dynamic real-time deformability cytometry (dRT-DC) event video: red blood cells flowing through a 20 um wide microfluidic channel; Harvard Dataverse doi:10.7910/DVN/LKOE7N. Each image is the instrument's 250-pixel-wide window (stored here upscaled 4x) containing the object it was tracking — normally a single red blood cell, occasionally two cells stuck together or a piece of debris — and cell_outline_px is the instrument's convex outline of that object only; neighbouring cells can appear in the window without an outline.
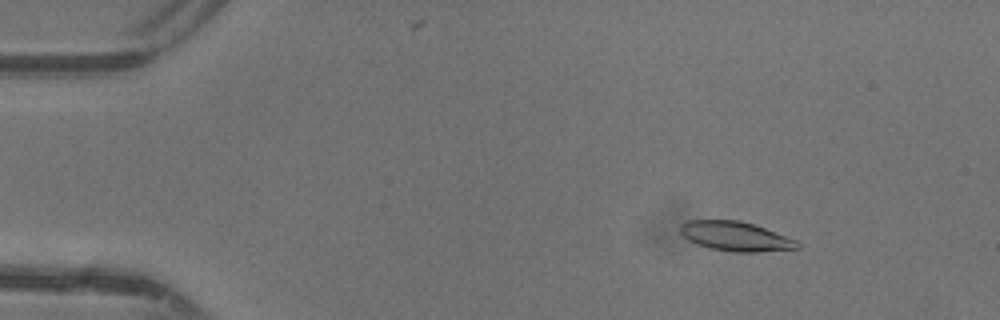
{"species": "common noctule bat (a hibernating species)", "species_latin": "Nyctalus noctula", "temperature_condition": "warm", "stored_images_in_passage": 48, "camera_frame_rate_fps": 3000, "um_per_image_px": 0.085, "animal": {"sex": "female"}, "frame": {"image": 1, "passage_image": 7, "time_ms": 2.0, "image_size_px": [1000, 320], "cell_outline_px": [[800, 248], [756, 252], [732, 252], [712, 248], [696, 244], [688, 240], [680, 232], [680, 224], [688, 220], [740, 220], [756, 224], [796, 240], [800, 244]], "centroid_in_image_um": [62.52, 20.08], "position_along_channel_um": 22.5, "area_um2": 20.17}}
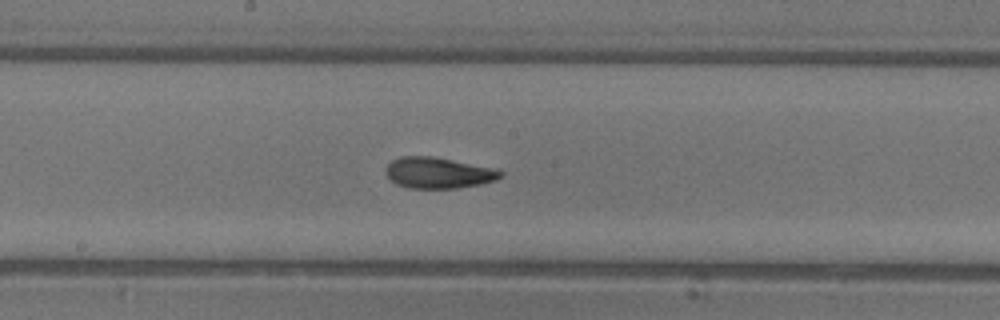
{"frame": {"image": 2, "passage_image": 26, "time_ms": 8.333, "image_size_px": [1000, 320], "cell_outline_px": [[504, 176], [496, 180], [480, 184], [456, 188], [408, 188], [396, 184], [384, 172], [388, 164], [392, 160], [400, 156], [432, 156], [500, 168], [504, 172]], "centroid_in_image_um": [37.32, 14.68], "position_along_channel_um": 210.9, "area_um2": 21.1}}
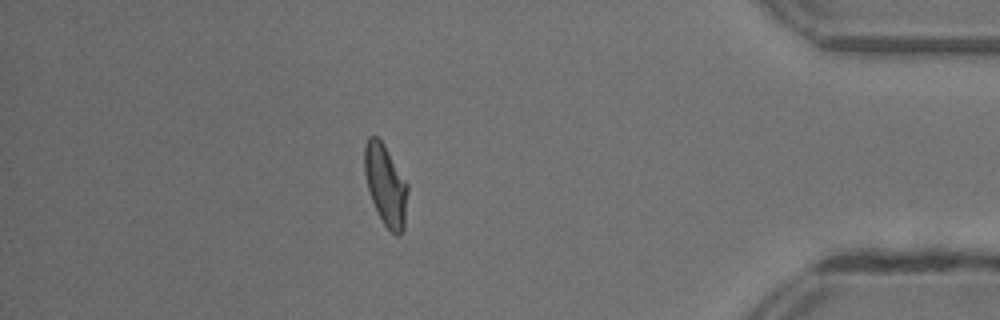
{"frame": {"image": 3, "passage_image": 42, "time_ms": 13.667, "image_size_px": [1000, 320], "cell_outline_px": [[408, 192], [404, 228], [400, 236], [396, 236], [384, 224], [372, 200], [368, 188], [364, 172], [364, 144], [368, 136], [376, 136], [384, 144], [408, 184]], "centroid_in_image_um": [32.78, 15.71], "position_along_channel_um": 402.4, "area_um2": 20.29}, "authors_computed_cell_mechanics": {"area_um2": 20.2011, "velocity_mm_per_s": 4.3894, "shape_relaxation_time_tau1_ms": 3.6338, "shape_relaxation_time_tau2_ms": 1.631, "deformation_change_tau1": 0.1794, "deformation_change_tau2": 0.084}}